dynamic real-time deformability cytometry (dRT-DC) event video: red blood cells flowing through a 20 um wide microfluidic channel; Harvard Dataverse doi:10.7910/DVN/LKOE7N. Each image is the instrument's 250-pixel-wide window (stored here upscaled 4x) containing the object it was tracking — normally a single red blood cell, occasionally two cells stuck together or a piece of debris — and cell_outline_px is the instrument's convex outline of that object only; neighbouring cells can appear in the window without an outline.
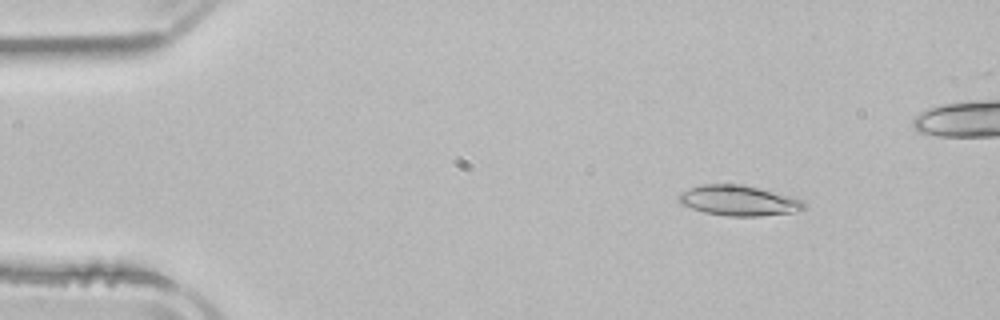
{"species": "common noctule bat (a hibernating species)", "species_latin": "Nyctalus noctula", "temperature_condition": "room temperature", "stored_images_in_passage": 6, "camera_frame_rate_fps": 3000, "um_per_image_px": 0.085, "animal": {"sex": "male", "body_mass_g": 21.5, "forearm_length_mm": 52.0}, "frame": {"image": 1, "passage_image": 2, "time_ms": 1.333, "image_size_px": [1000, 320], "cell_outline_px": [[808, 204], [804, 208], [796, 212], [760, 216], [724, 216], [704, 212], [680, 204], [676, 196], [692, 188], [704, 184], [736, 184], [756, 188], [804, 200]], "centroid_in_image_um": [62.79, 17.07], "position_along_channel_um": 22.2, "area_um2": 21.85}}
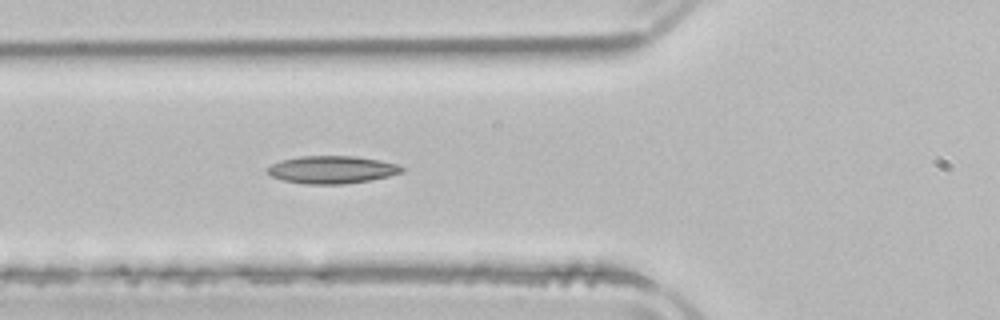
{"frame": {"image": 2, "passage_image": 5, "time_ms": 5.333, "image_size_px": [1000, 320], "cell_outline_px": [[404, 172], [388, 176], [368, 180], [340, 184], [308, 184], [284, 180], [272, 176], [268, 172], [268, 168], [272, 164], [284, 160], [300, 156], [352, 156], [380, 160], [396, 164], [404, 168]], "centroid_in_image_um": [28.24, 14.42], "position_along_channel_um": 97.6, "area_um2": 21.21}}